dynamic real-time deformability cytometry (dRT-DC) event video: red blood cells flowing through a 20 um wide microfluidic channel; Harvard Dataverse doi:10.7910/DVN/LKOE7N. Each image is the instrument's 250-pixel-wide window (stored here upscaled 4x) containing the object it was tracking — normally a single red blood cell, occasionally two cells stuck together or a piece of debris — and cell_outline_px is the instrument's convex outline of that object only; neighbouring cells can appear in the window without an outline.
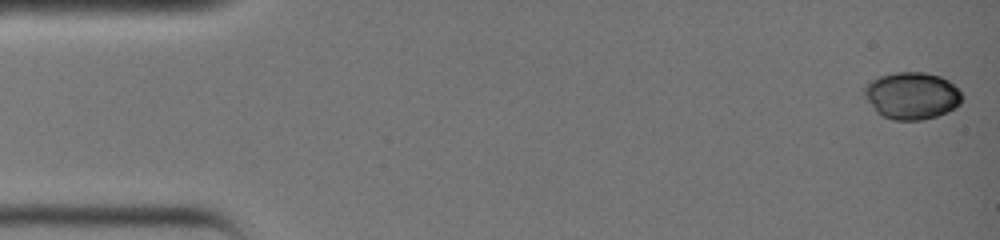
{"species": "common noctule bat (a hibernating species)", "species_latin": "Nyctalus noctula", "temperature_condition": "warm", "stored_images_in_passage": 36, "camera_frame_rate_fps": 3000, "um_per_image_px": 0.085, "animal": {"sex": "female", "body_mass_g": 19.0, "forearm_length_mm": 51.5}, "frame": {"image": 1, "passage_image": 1, "time_ms": 0.0, "image_size_px": [1000, 240], "cell_outline_px": [[960, 104], [936, 116], [920, 120], [896, 120], [884, 116], [868, 100], [864, 92], [868, 84], [872, 80], [880, 76], [896, 72], [924, 72], [940, 76], [948, 80], [960, 92]], "centroid_in_image_um": [77.52, 8.11], "position_along_channel_um": 7.5, "area_um2": 25.95}}
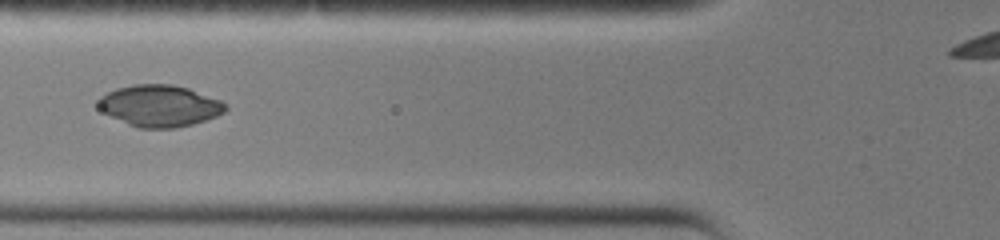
{"frame": {"image": 2, "passage_image": 15, "time_ms": 4.667, "image_size_px": [1000, 240], "cell_outline_px": [[228, 108], [224, 112], [216, 116], [192, 124], [176, 128], [140, 128], [128, 124], [104, 112], [100, 108], [100, 96], [116, 88], [132, 84], [172, 84], [188, 88], [220, 100], [228, 104]], "centroid_in_image_um": [13.61, 8.98], "position_along_channel_um": 112.2, "area_um2": 30.58}}
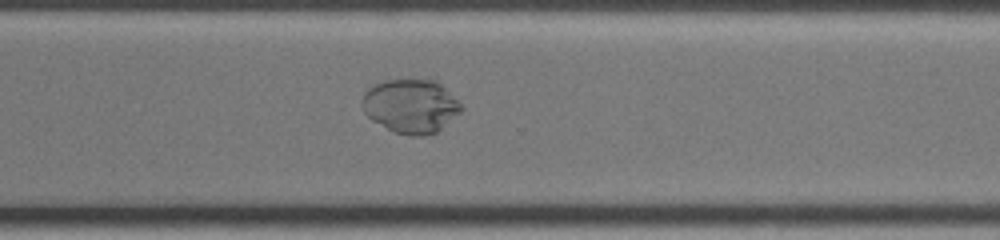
{"frame": {"image": 3, "passage_image": 28, "time_ms": 9.0, "image_size_px": [1000, 240], "cell_outline_px": [[464, 108], [460, 112], [436, 132], [424, 136], [408, 136], [396, 132], [372, 120], [364, 112], [360, 104], [360, 100], [364, 92], [368, 88], [384, 80], [400, 76], [412, 76], [436, 80]], "centroid_in_image_um": [34.86, 8.95], "position_along_channel_um": 335.7, "area_um2": 31.73}}